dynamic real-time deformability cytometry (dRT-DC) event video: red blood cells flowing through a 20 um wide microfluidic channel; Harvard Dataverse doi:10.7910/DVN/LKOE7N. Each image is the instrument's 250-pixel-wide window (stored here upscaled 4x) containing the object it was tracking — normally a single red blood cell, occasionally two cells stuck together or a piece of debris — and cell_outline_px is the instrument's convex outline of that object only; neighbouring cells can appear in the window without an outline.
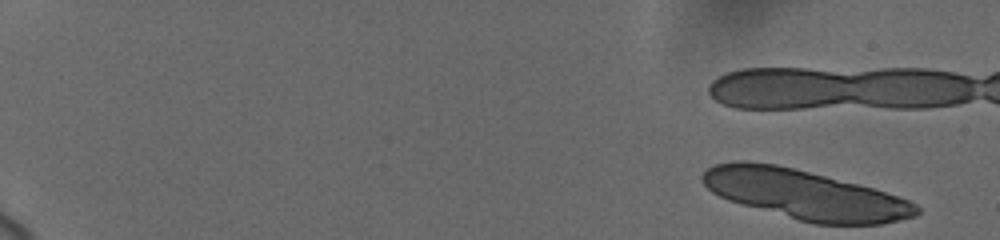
{"species": "human", "species_latin": "Homo sapiens", "temperature_condition": "cold", "stored_images_in_passage": 11, "camera_frame_rate_fps": 3000, "um_per_image_px": 0.085, "donor": {"sex": "female"}, "frame": {"image": 1, "passage_image": 1, "time_ms": 0.0, "image_size_px": [1000, 240], "cell_outline_px": [[920, 212], [916, 216], [880, 224], [816, 224], [800, 220], [728, 200], [712, 192], [704, 184], [700, 176], [712, 164], [736, 160], [744, 160], [776, 164], [872, 188], [908, 200], [916, 204], [920, 208]], "centroid_in_image_um": [68.37, 16.53], "position_along_channel_um": 16.6, "area_um2": 60.92}}